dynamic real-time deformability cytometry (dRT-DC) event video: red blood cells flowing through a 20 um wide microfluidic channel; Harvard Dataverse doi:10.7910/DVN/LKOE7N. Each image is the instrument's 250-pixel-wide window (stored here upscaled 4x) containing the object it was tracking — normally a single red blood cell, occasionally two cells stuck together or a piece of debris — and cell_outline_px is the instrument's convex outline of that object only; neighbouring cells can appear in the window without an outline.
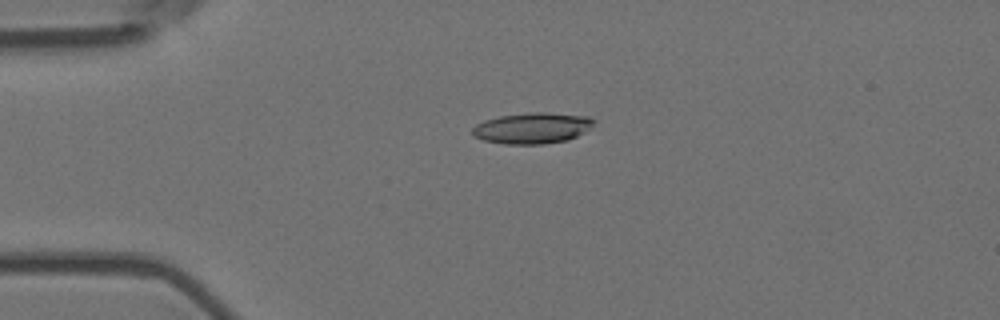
{"species": "Egyptian fruit bat (a non-hibernating species)", "species_latin": "Rousettus aegyptiacus", "temperature_condition": "room temperature", "stored_images_in_passage": 5, "camera_frame_rate_fps": 3000, "um_per_image_px": 0.085, "animal": {"sex": "female"}, "frame": {"image": 1, "passage_image": 3, "time_ms": 0.667, "image_size_px": [1000, 320], "cell_outline_px": [[596, 120], [584, 132], [568, 140], [544, 144], [504, 144], [484, 140], [472, 136], [472, 128], [476, 124], [484, 120], [500, 116], [528, 112], [544, 112], [588, 116]], "centroid_in_image_um": [45.21, 10.89], "position_along_channel_um": 39.8, "area_um2": 21.96}}
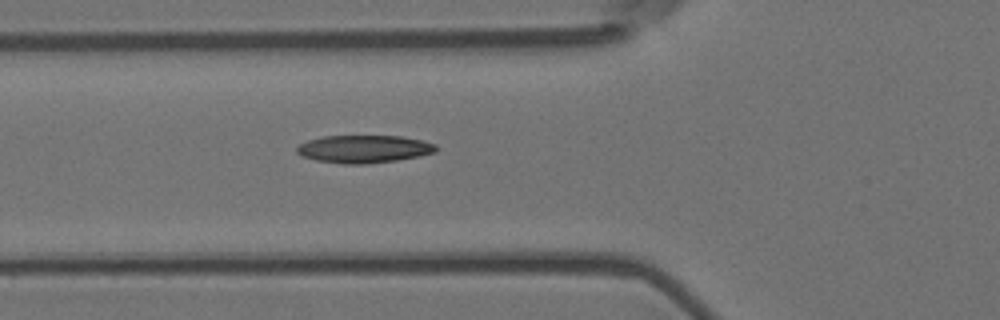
{"frame": {"image": 2, "passage_image": 5, "time_ms": 1.333, "image_size_px": [1000, 320], "cell_outline_px": [[440, 148], [436, 152], [420, 156], [396, 160], [364, 164], [344, 164], [316, 160], [304, 156], [296, 152], [296, 148], [300, 144], [308, 140], [324, 136], [400, 136], [420, 140], [436, 144]], "centroid_in_image_um": [30.97, 12.66], "position_along_channel_um": 94.8, "area_um2": 22.43}}